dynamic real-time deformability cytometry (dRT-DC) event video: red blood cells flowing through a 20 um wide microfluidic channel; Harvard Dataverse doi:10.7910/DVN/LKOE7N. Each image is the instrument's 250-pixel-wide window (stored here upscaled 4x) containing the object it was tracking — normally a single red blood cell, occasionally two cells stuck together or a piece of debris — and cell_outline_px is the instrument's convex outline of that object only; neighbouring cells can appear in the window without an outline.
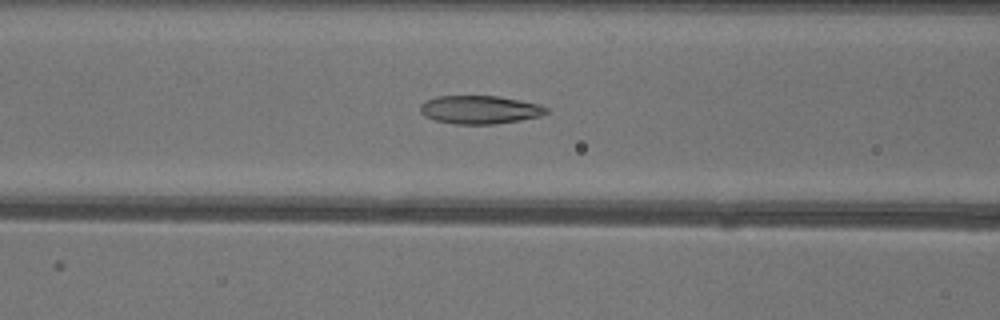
{"species": "common noctule bat (a hibernating species)", "species_latin": "Nyctalus noctula", "temperature_condition": "warm", "stored_images_in_passage": 33, "camera_frame_rate_fps": 3000, "um_per_image_px": 0.085, "animal": {"sex": "female"}, "frame": {"image": 1, "passage_image": 13, "time_ms": 4.0, "image_size_px": [1000, 320], "cell_outline_px": [[548, 112], [540, 116], [520, 120], [496, 124], [456, 124], [436, 120], [424, 116], [420, 112], [420, 104], [424, 100], [436, 96], [500, 96], [540, 104], [548, 108]], "centroid_in_image_um": [40.77, 9.32], "position_along_channel_um": 125.8, "area_um2": 20.92}}
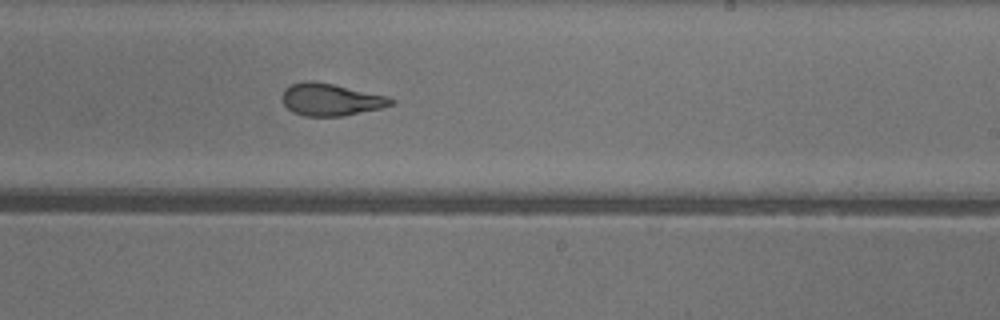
{"frame": {"image": 2, "passage_image": 23, "time_ms": 7.333, "image_size_px": [1000, 320], "cell_outline_px": [[396, 100], [392, 104], [380, 108], [340, 116], [304, 116], [292, 112], [284, 104], [284, 88], [292, 84], [304, 80], [312, 80], [392, 96]], "centroid_in_image_um": [28.15, 8.45], "position_along_channel_um": 260.9, "area_um2": 20.4}}
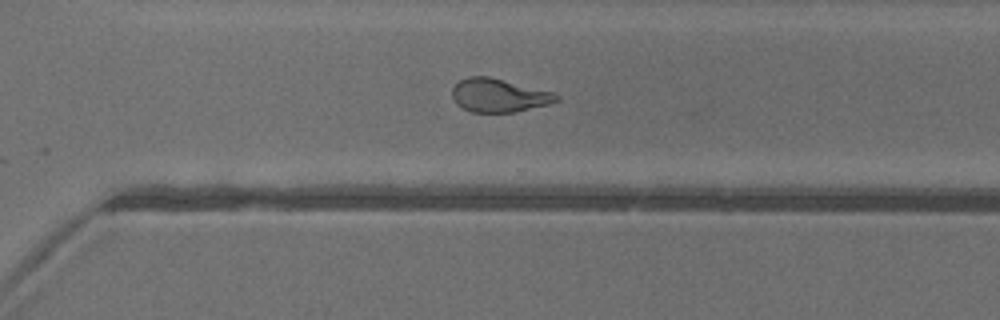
{"frame": {"image": 3, "passage_image": 28, "time_ms": 9.0, "image_size_px": [1000, 320], "cell_outline_px": [[560, 100], [548, 104], [516, 112], [472, 112], [456, 104], [452, 96], [452, 88], [460, 80], [468, 76], [488, 76], [556, 92], [560, 96]], "centroid_in_image_um": [42.44, 8.1], "position_along_channel_um": 328.2, "area_um2": 20.46}, "authors_computed_cell_mechanics": {"area_um2": 20.9814, "velocity_mm_per_s": 4.0587, "shape_relaxation_time_tau1_ms": 7.2332, "shape_relaxation_time_tau2_ms": 1.7218, "deformation_change_tau1": 0.2165, "deformation_change_tau2": 0.1013}}